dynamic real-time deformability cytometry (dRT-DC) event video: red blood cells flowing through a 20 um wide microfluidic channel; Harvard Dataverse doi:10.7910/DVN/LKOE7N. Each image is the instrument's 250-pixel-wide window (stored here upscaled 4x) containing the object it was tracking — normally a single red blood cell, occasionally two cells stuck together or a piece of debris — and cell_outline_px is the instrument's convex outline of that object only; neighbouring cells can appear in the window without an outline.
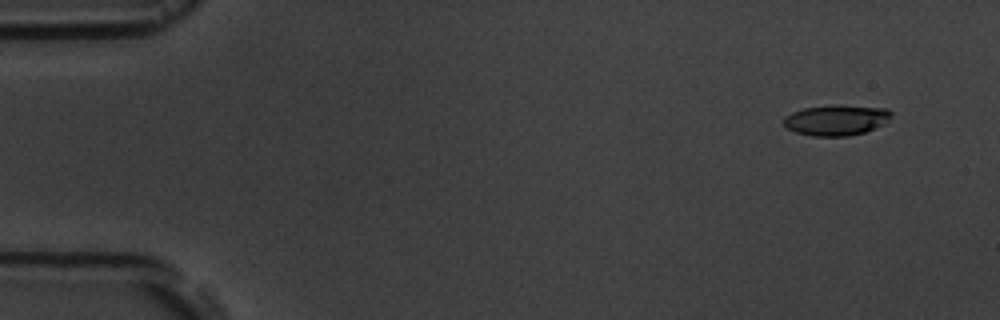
{"species": "common noctule bat (a hibernating species)", "species_latin": "Nyctalus noctula", "temperature_condition": "room temperature", "stored_images_in_passage": 5, "camera_frame_rate_fps": 3000, "um_per_image_px": 0.085, "animal": {"sex": "male", "body_mass_g": 19.5, "forearm_length_mm": 54.6}, "frame": {"image": 1, "passage_image": 2, "time_ms": 1.0, "image_size_px": [1000, 320], "cell_outline_px": [[892, 116], [888, 120], [876, 128], [864, 132], [848, 136], [812, 136], [796, 132], [788, 128], [784, 124], [784, 116], [792, 112], [804, 108], [832, 104], [840, 104], [888, 108], [892, 112]], "centroid_in_image_um": [71.11, 10.18], "position_along_channel_um": 13.9, "area_um2": 19.42}}